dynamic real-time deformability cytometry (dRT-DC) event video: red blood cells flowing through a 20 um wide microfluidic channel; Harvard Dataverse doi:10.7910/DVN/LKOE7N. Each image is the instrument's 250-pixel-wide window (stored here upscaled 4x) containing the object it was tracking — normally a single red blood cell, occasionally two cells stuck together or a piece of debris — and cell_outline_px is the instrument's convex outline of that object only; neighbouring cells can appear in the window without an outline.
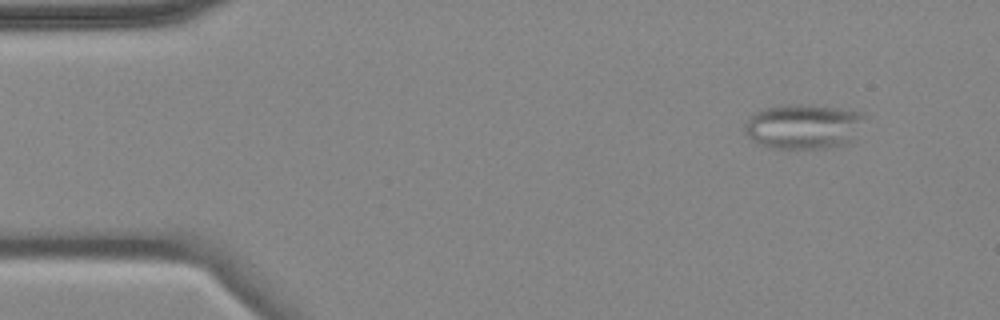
{"species": "common noctule bat (a hibernating species)", "species_latin": "Nyctalus noctula", "temperature_condition": "cold", "stored_images_in_passage": 3, "camera_frame_rate_fps": 3000, "um_per_image_px": 0.085, "animal": {"sex": "female", "body_mass_g": 18.4}, "frame": {"image": 1, "passage_image": 1, "time_ms": 0.0, "image_size_px": [1000, 320], "cell_outline_px": [[864, 116], [852, 144], [840, 148], [776, 148], [752, 140], [744, 132], [744, 124], [748, 116], [764, 108], [788, 104], [808, 104], [864, 112]], "centroid_in_image_um": [68.32, 10.75], "position_along_channel_um": 16.7, "area_um2": 31.67}}